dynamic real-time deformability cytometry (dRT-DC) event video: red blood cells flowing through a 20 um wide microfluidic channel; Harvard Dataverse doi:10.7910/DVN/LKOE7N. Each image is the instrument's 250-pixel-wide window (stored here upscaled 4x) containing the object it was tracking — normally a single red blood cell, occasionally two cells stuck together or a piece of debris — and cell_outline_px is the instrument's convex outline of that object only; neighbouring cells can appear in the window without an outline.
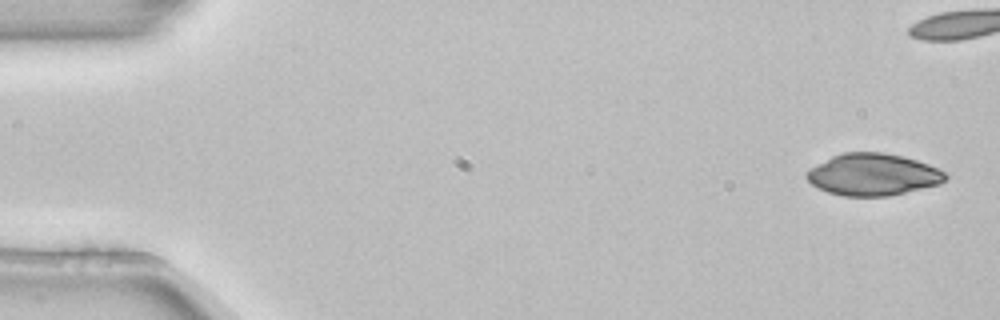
{"species": "common noctule bat (a hibernating species)", "species_latin": "Nyctalus noctula", "temperature_condition": "room temperature", "stored_images_in_passage": 5, "camera_frame_rate_fps": 3000, "um_per_image_px": 0.085, "animal": {"sex": "female", "body_mass_g": 22.7, "forearm_length_mm": 54.2}, "frame": {"image": 1, "passage_image": 1, "time_ms": 0.0, "image_size_px": [1000, 320], "cell_outline_px": [[948, 176], [940, 184], [888, 196], [844, 196], [828, 192], [812, 184], [804, 176], [812, 168], [832, 156], [844, 152], [884, 152], [916, 160], [940, 168]], "centroid_in_image_um": [74.23, 14.84], "position_along_channel_um": 10.8, "area_um2": 33.58}}